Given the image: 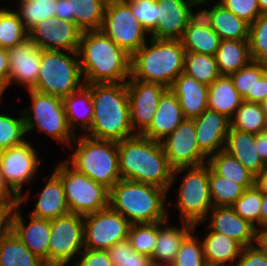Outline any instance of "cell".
<instances>
[{
    "instance_id": "6da1fadb",
    "label": "cell",
    "mask_w": 267,
    "mask_h": 266,
    "mask_svg": "<svg viewBox=\"0 0 267 266\" xmlns=\"http://www.w3.org/2000/svg\"><path fill=\"white\" fill-rule=\"evenodd\" d=\"M121 179L141 182L169 192L173 169L161 142L136 134L117 142Z\"/></svg>"
},
{
    "instance_id": "7a4b0ae2",
    "label": "cell",
    "mask_w": 267,
    "mask_h": 266,
    "mask_svg": "<svg viewBox=\"0 0 267 266\" xmlns=\"http://www.w3.org/2000/svg\"><path fill=\"white\" fill-rule=\"evenodd\" d=\"M78 56L85 84L126 83L130 78L131 56L102 30L82 32Z\"/></svg>"
},
{
    "instance_id": "3957f363",
    "label": "cell",
    "mask_w": 267,
    "mask_h": 266,
    "mask_svg": "<svg viewBox=\"0 0 267 266\" xmlns=\"http://www.w3.org/2000/svg\"><path fill=\"white\" fill-rule=\"evenodd\" d=\"M92 126L86 136L119 142L135 136L131 125L126 83L91 84Z\"/></svg>"
},
{
    "instance_id": "277c9868",
    "label": "cell",
    "mask_w": 267,
    "mask_h": 266,
    "mask_svg": "<svg viewBox=\"0 0 267 266\" xmlns=\"http://www.w3.org/2000/svg\"><path fill=\"white\" fill-rule=\"evenodd\" d=\"M167 191L154 185L120 179L109 190V207L130 224L168 220Z\"/></svg>"
},
{
    "instance_id": "5b68a950",
    "label": "cell",
    "mask_w": 267,
    "mask_h": 266,
    "mask_svg": "<svg viewBox=\"0 0 267 266\" xmlns=\"http://www.w3.org/2000/svg\"><path fill=\"white\" fill-rule=\"evenodd\" d=\"M131 56L130 77L168 89L184 70L185 49L178 39L151 38Z\"/></svg>"
},
{
    "instance_id": "8992f818",
    "label": "cell",
    "mask_w": 267,
    "mask_h": 266,
    "mask_svg": "<svg viewBox=\"0 0 267 266\" xmlns=\"http://www.w3.org/2000/svg\"><path fill=\"white\" fill-rule=\"evenodd\" d=\"M76 135L77 144L71 160H66L77 171L83 173L109 190L121 177L119 172L117 142L97 140Z\"/></svg>"
},
{
    "instance_id": "52a82bcc",
    "label": "cell",
    "mask_w": 267,
    "mask_h": 266,
    "mask_svg": "<svg viewBox=\"0 0 267 266\" xmlns=\"http://www.w3.org/2000/svg\"><path fill=\"white\" fill-rule=\"evenodd\" d=\"M68 53L56 50L41 51L37 84L32 90L63 99L85 84L81 79L78 52Z\"/></svg>"
},
{
    "instance_id": "ba28073f",
    "label": "cell",
    "mask_w": 267,
    "mask_h": 266,
    "mask_svg": "<svg viewBox=\"0 0 267 266\" xmlns=\"http://www.w3.org/2000/svg\"><path fill=\"white\" fill-rule=\"evenodd\" d=\"M63 184L70 213L85 216L109 207V189L71 167L67 161L53 171Z\"/></svg>"
},
{
    "instance_id": "9c48e42d",
    "label": "cell",
    "mask_w": 267,
    "mask_h": 266,
    "mask_svg": "<svg viewBox=\"0 0 267 266\" xmlns=\"http://www.w3.org/2000/svg\"><path fill=\"white\" fill-rule=\"evenodd\" d=\"M186 169L188 172L184 175L179 187L175 207L180 211L182 222L197 226L204 220L206 221V215L213 208L209 186V165L205 163L200 166L189 167V169H175L173 170L172 183L176 179L175 175Z\"/></svg>"
},
{
    "instance_id": "30bf717a",
    "label": "cell",
    "mask_w": 267,
    "mask_h": 266,
    "mask_svg": "<svg viewBox=\"0 0 267 266\" xmlns=\"http://www.w3.org/2000/svg\"><path fill=\"white\" fill-rule=\"evenodd\" d=\"M32 106L22 111L26 133L42 131L71 147L76 136L70 129L61 98L28 90Z\"/></svg>"
},
{
    "instance_id": "8fae6325",
    "label": "cell",
    "mask_w": 267,
    "mask_h": 266,
    "mask_svg": "<svg viewBox=\"0 0 267 266\" xmlns=\"http://www.w3.org/2000/svg\"><path fill=\"white\" fill-rule=\"evenodd\" d=\"M101 30L130 56L147 42V31L124 0L107 1Z\"/></svg>"
},
{
    "instance_id": "7c38bea8",
    "label": "cell",
    "mask_w": 267,
    "mask_h": 266,
    "mask_svg": "<svg viewBox=\"0 0 267 266\" xmlns=\"http://www.w3.org/2000/svg\"><path fill=\"white\" fill-rule=\"evenodd\" d=\"M84 249L83 216L69 213L51 220L48 266H66Z\"/></svg>"
},
{
    "instance_id": "4fadbf2b",
    "label": "cell",
    "mask_w": 267,
    "mask_h": 266,
    "mask_svg": "<svg viewBox=\"0 0 267 266\" xmlns=\"http://www.w3.org/2000/svg\"><path fill=\"white\" fill-rule=\"evenodd\" d=\"M129 221L107 207L83 216L84 249L107 250L128 238Z\"/></svg>"
},
{
    "instance_id": "5bb4252c",
    "label": "cell",
    "mask_w": 267,
    "mask_h": 266,
    "mask_svg": "<svg viewBox=\"0 0 267 266\" xmlns=\"http://www.w3.org/2000/svg\"><path fill=\"white\" fill-rule=\"evenodd\" d=\"M38 154L27 141L0 151V165L3 176L10 187L20 196V206L28 199L23 196L22 185L34 179L40 166Z\"/></svg>"
},
{
    "instance_id": "9a60e30c",
    "label": "cell",
    "mask_w": 267,
    "mask_h": 266,
    "mask_svg": "<svg viewBox=\"0 0 267 266\" xmlns=\"http://www.w3.org/2000/svg\"><path fill=\"white\" fill-rule=\"evenodd\" d=\"M161 144L173 170L207 163L198 147L193 119H185Z\"/></svg>"
},
{
    "instance_id": "2e32d148",
    "label": "cell",
    "mask_w": 267,
    "mask_h": 266,
    "mask_svg": "<svg viewBox=\"0 0 267 266\" xmlns=\"http://www.w3.org/2000/svg\"><path fill=\"white\" fill-rule=\"evenodd\" d=\"M126 87L132 129L134 134H142L150 126L160 98L168 88L159 83L143 82L133 77L126 82Z\"/></svg>"
},
{
    "instance_id": "e0dca14e",
    "label": "cell",
    "mask_w": 267,
    "mask_h": 266,
    "mask_svg": "<svg viewBox=\"0 0 267 266\" xmlns=\"http://www.w3.org/2000/svg\"><path fill=\"white\" fill-rule=\"evenodd\" d=\"M82 30L71 21L49 17L36 24L29 39L42 50L78 52Z\"/></svg>"
},
{
    "instance_id": "ac0fdd59",
    "label": "cell",
    "mask_w": 267,
    "mask_h": 266,
    "mask_svg": "<svg viewBox=\"0 0 267 266\" xmlns=\"http://www.w3.org/2000/svg\"><path fill=\"white\" fill-rule=\"evenodd\" d=\"M20 207L18 205L11 210L10 230L35 256L48 266L51 220L28 215L30 222L28 225H25Z\"/></svg>"
},
{
    "instance_id": "d6986e66",
    "label": "cell",
    "mask_w": 267,
    "mask_h": 266,
    "mask_svg": "<svg viewBox=\"0 0 267 266\" xmlns=\"http://www.w3.org/2000/svg\"><path fill=\"white\" fill-rule=\"evenodd\" d=\"M7 51L10 73L4 89L13 80V82L26 86L27 90H32L37 84L42 49L27 39L22 44L9 48Z\"/></svg>"
},
{
    "instance_id": "ffe728a7",
    "label": "cell",
    "mask_w": 267,
    "mask_h": 266,
    "mask_svg": "<svg viewBox=\"0 0 267 266\" xmlns=\"http://www.w3.org/2000/svg\"><path fill=\"white\" fill-rule=\"evenodd\" d=\"M193 120L199 150L206 157L224 150L226 136L230 129V119L217 111L206 109Z\"/></svg>"
},
{
    "instance_id": "44dd1931",
    "label": "cell",
    "mask_w": 267,
    "mask_h": 266,
    "mask_svg": "<svg viewBox=\"0 0 267 266\" xmlns=\"http://www.w3.org/2000/svg\"><path fill=\"white\" fill-rule=\"evenodd\" d=\"M158 20L156 28L150 33L151 38L178 39L183 36L189 24L188 0H157Z\"/></svg>"
},
{
    "instance_id": "7402d4cb",
    "label": "cell",
    "mask_w": 267,
    "mask_h": 266,
    "mask_svg": "<svg viewBox=\"0 0 267 266\" xmlns=\"http://www.w3.org/2000/svg\"><path fill=\"white\" fill-rule=\"evenodd\" d=\"M209 212L210 223L207 230L225 234L238 241L243 247L254 245L252 242L256 241V228L231 207H213Z\"/></svg>"
},
{
    "instance_id": "603a6c76",
    "label": "cell",
    "mask_w": 267,
    "mask_h": 266,
    "mask_svg": "<svg viewBox=\"0 0 267 266\" xmlns=\"http://www.w3.org/2000/svg\"><path fill=\"white\" fill-rule=\"evenodd\" d=\"M185 119L178 98L168 89L160 98L150 126L141 135L161 142Z\"/></svg>"
},
{
    "instance_id": "cb8c5ba5",
    "label": "cell",
    "mask_w": 267,
    "mask_h": 266,
    "mask_svg": "<svg viewBox=\"0 0 267 266\" xmlns=\"http://www.w3.org/2000/svg\"><path fill=\"white\" fill-rule=\"evenodd\" d=\"M208 87L182 72L169 89L178 98L184 117L194 119L208 109Z\"/></svg>"
},
{
    "instance_id": "d4e9b609",
    "label": "cell",
    "mask_w": 267,
    "mask_h": 266,
    "mask_svg": "<svg viewBox=\"0 0 267 266\" xmlns=\"http://www.w3.org/2000/svg\"><path fill=\"white\" fill-rule=\"evenodd\" d=\"M167 223L168 220L157 222V239L154 253L150 258L153 265L170 266L175 260L183 241L195 229L194 225L187 222H183L181 228L168 226ZM162 225H165V227Z\"/></svg>"
},
{
    "instance_id": "484cf974",
    "label": "cell",
    "mask_w": 267,
    "mask_h": 266,
    "mask_svg": "<svg viewBox=\"0 0 267 266\" xmlns=\"http://www.w3.org/2000/svg\"><path fill=\"white\" fill-rule=\"evenodd\" d=\"M224 150L234 156L255 177L266 167L255 145V134L230 127Z\"/></svg>"
},
{
    "instance_id": "4316f807",
    "label": "cell",
    "mask_w": 267,
    "mask_h": 266,
    "mask_svg": "<svg viewBox=\"0 0 267 266\" xmlns=\"http://www.w3.org/2000/svg\"><path fill=\"white\" fill-rule=\"evenodd\" d=\"M69 213L63 184L61 179L53 172L38 197L34 211L28 212V215L35 218L52 220Z\"/></svg>"
},
{
    "instance_id": "83f0119b",
    "label": "cell",
    "mask_w": 267,
    "mask_h": 266,
    "mask_svg": "<svg viewBox=\"0 0 267 266\" xmlns=\"http://www.w3.org/2000/svg\"><path fill=\"white\" fill-rule=\"evenodd\" d=\"M207 266H226L239 259L243 246L225 234L209 231L202 242Z\"/></svg>"
},
{
    "instance_id": "f1b7e54d",
    "label": "cell",
    "mask_w": 267,
    "mask_h": 266,
    "mask_svg": "<svg viewBox=\"0 0 267 266\" xmlns=\"http://www.w3.org/2000/svg\"><path fill=\"white\" fill-rule=\"evenodd\" d=\"M62 101L68 125L73 133H75V126L78 125L87 132L92 126L93 118L91 84H84L77 91L64 97Z\"/></svg>"
},
{
    "instance_id": "f546056e",
    "label": "cell",
    "mask_w": 267,
    "mask_h": 266,
    "mask_svg": "<svg viewBox=\"0 0 267 266\" xmlns=\"http://www.w3.org/2000/svg\"><path fill=\"white\" fill-rule=\"evenodd\" d=\"M243 101L230 76L220 75L208 87V109L217 111L228 119L233 117Z\"/></svg>"
},
{
    "instance_id": "4dcf8cb0",
    "label": "cell",
    "mask_w": 267,
    "mask_h": 266,
    "mask_svg": "<svg viewBox=\"0 0 267 266\" xmlns=\"http://www.w3.org/2000/svg\"><path fill=\"white\" fill-rule=\"evenodd\" d=\"M214 56L220 75L227 76L252 61L248 40H221Z\"/></svg>"
},
{
    "instance_id": "1f68e13d",
    "label": "cell",
    "mask_w": 267,
    "mask_h": 266,
    "mask_svg": "<svg viewBox=\"0 0 267 266\" xmlns=\"http://www.w3.org/2000/svg\"><path fill=\"white\" fill-rule=\"evenodd\" d=\"M108 0H68L70 21L83 32L101 30Z\"/></svg>"
},
{
    "instance_id": "d6a6232c",
    "label": "cell",
    "mask_w": 267,
    "mask_h": 266,
    "mask_svg": "<svg viewBox=\"0 0 267 266\" xmlns=\"http://www.w3.org/2000/svg\"><path fill=\"white\" fill-rule=\"evenodd\" d=\"M211 28L221 40H248L250 24L217 2L213 6Z\"/></svg>"
},
{
    "instance_id": "836d02e7",
    "label": "cell",
    "mask_w": 267,
    "mask_h": 266,
    "mask_svg": "<svg viewBox=\"0 0 267 266\" xmlns=\"http://www.w3.org/2000/svg\"><path fill=\"white\" fill-rule=\"evenodd\" d=\"M207 158V164L217 175L236 182L245 189L255 185V176L225 150L218 151Z\"/></svg>"
},
{
    "instance_id": "e575fe53",
    "label": "cell",
    "mask_w": 267,
    "mask_h": 266,
    "mask_svg": "<svg viewBox=\"0 0 267 266\" xmlns=\"http://www.w3.org/2000/svg\"><path fill=\"white\" fill-rule=\"evenodd\" d=\"M0 266H46L9 230L0 240Z\"/></svg>"
},
{
    "instance_id": "d590c367",
    "label": "cell",
    "mask_w": 267,
    "mask_h": 266,
    "mask_svg": "<svg viewBox=\"0 0 267 266\" xmlns=\"http://www.w3.org/2000/svg\"><path fill=\"white\" fill-rule=\"evenodd\" d=\"M180 41L185 51L214 56L221 38L212 28L188 24Z\"/></svg>"
},
{
    "instance_id": "8d00e7d4",
    "label": "cell",
    "mask_w": 267,
    "mask_h": 266,
    "mask_svg": "<svg viewBox=\"0 0 267 266\" xmlns=\"http://www.w3.org/2000/svg\"><path fill=\"white\" fill-rule=\"evenodd\" d=\"M230 127L258 134L266 130V117L260 103L243 101L230 119Z\"/></svg>"
},
{
    "instance_id": "74e56055",
    "label": "cell",
    "mask_w": 267,
    "mask_h": 266,
    "mask_svg": "<svg viewBox=\"0 0 267 266\" xmlns=\"http://www.w3.org/2000/svg\"><path fill=\"white\" fill-rule=\"evenodd\" d=\"M183 73L208 86L220 76L215 56L188 51L185 52Z\"/></svg>"
},
{
    "instance_id": "f35d334b",
    "label": "cell",
    "mask_w": 267,
    "mask_h": 266,
    "mask_svg": "<svg viewBox=\"0 0 267 266\" xmlns=\"http://www.w3.org/2000/svg\"><path fill=\"white\" fill-rule=\"evenodd\" d=\"M209 186L213 207H230L245 191L242 185L217 175L210 167Z\"/></svg>"
},
{
    "instance_id": "ab89813d",
    "label": "cell",
    "mask_w": 267,
    "mask_h": 266,
    "mask_svg": "<svg viewBox=\"0 0 267 266\" xmlns=\"http://www.w3.org/2000/svg\"><path fill=\"white\" fill-rule=\"evenodd\" d=\"M29 39V33L15 11L0 9V47L9 49Z\"/></svg>"
},
{
    "instance_id": "60d3db41",
    "label": "cell",
    "mask_w": 267,
    "mask_h": 266,
    "mask_svg": "<svg viewBox=\"0 0 267 266\" xmlns=\"http://www.w3.org/2000/svg\"><path fill=\"white\" fill-rule=\"evenodd\" d=\"M20 3L19 10L15 12L28 32L42 20L55 17L56 0H20Z\"/></svg>"
},
{
    "instance_id": "b9f144b4",
    "label": "cell",
    "mask_w": 267,
    "mask_h": 266,
    "mask_svg": "<svg viewBox=\"0 0 267 266\" xmlns=\"http://www.w3.org/2000/svg\"><path fill=\"white\" fill-rule=\"evenodd\" d=\"M261 202L262 192L254 185L245 189L244 193L230 207L257 230L260 228Z\"/></svg>"
},
{
    "instance_id": "7bdbcfd3",
    "label": "cell",
    "mask_w": 267,
    "mask_h": 266,
    "mask_svg": "<svg viewBox=\"0 0 267 266\" xmlns=\"http://www.w3.org/2000/svg\"><path fill=\"white\" fill-rule=\"evenodd\" d=\"M127 239L136 252L151 258L157 239V222L150 224H131Z\"/></svg>"
},
{
    "instance_id": "ee69618b",
    "label": "cell",
    "mask_w": 267,
    "mask_h": 266,
    "mask_svg": "<svg viewBox=\"0 0 267 266\" xmlns=\"http://www.w3.org/2000/svg\"><path fill=\"white\" fill-rule=\"evenodd\" d=\"M248 42L252 61L267 64V14L250 24Z\"/></svg>"
},
{
    "instance_id": "f6af8a7d",
    "label": "cell",
    "mask_w": 267,
    "mask_h": 266,
    "mask_svg": "<svg viewBox=\"0 0 267 266\" xmlns=\"http://www.w3.org/2000/svg\"><path fill=\"white\" fill-rule=\"evenodd\" d=\"M113 266H151V259L139 254L132 247L128 239L117 242L106 250Z\"/></svg>"
},
{
    "instance_id": "bcb514c9",
    "label": "cell",
    "mask_w": 267,
    "mask_h": 266,
    "mask_svg": "<svg viewBox=\"0 0 267 266\" xmlns=\"http://www.w3.org/2000/svg\"><path fill=\"white\" fill-rule=\"evenodd\" d=\"M25 133L24 117L0 114V151L23 143Z\"/></svg>"
},
{
    "instance_id": "7dc6e473",
    "label": "cell",
    "mask_w": 267,
    "mask_h": 266,
    "mask_svg": "<svg viewBox=\"0 0 267 266\" xmlns=\"http://www.w3.org/2000/svg\"><path fill=\"white\" fill-rule=\"evenodd\" d=\"M193 235H189L182 243L175 260L170 266H207L204 260L203 244Z\"/></svg>"
},
{
    "instance_id": "c3c4849f",
    "label": "cell",
    "mask_w": 267,
    "mask_h": 266,
    "mask_svg": "<svg viewBox=\"0 0 267 266\" xmlns=\"http://www.w3.org/2000/svg\"><path fill=\"white\" fill-rule=\"evenodd\" d=\"M131 8L135 18L142 27L151 33L157 25L158 1L157 0H124Z\"/></svg>"
},
{
    "instance_id": "681fc988",
    "label": "cell",
    "mask_w": 267,
    "mask_h": 266,
    "mask_svg": "<svg viewBox=\"0 0 267 266\" xmlns=\"http://www.w3.org/2000/svg\"><path fill=\"white\" fill-rule=\"evenodd\" d=\"M244 101L254 102L255 61L229 75Z\"/></svg>"
},
{
    "instance_id": "f907efd6",
    "label": "cell",
    "mask_w": 267,
    "mask_h": 266,
    "mask_svg": "<svg viewBox=\"0 0 267 266\" xmlns=\"http://www.w3.org/2000/svg\"><path fill=\"white\" fill-rule=\"evenodd\" d=\"M218 2L249 24L261 15L258 0H219Z\"/></svg>"
},
{
    "instance_id": "816d5d0a",
    "label": "cell",
    "mask_w": 267,
    "mask_h": 266,
    "mask_svg": "<svg viewBox=\"0 0 267 266\" xmlns=\"http://www.w3.org/2000/svg\"><path fill=\"white\" fill-rule=\"evenodd\" d=\"M235 266H267V255L256 245L243 247Z\"/></svg>"
},
{
    "instance_id": "f5cc1de1",
    "label": "cell",
    "mask_w": 267,
    "mask_h": 266,
    "mask_svg": "<svg viewBox=\"0 0 267 266\" xmlns=\"http://www.w3.org/2000/svg\"><path fill=\"white\" fill-rule=\"evenodd\" d=\"M267 98V64L255 62L254 103Z\"/></svg>"
},
{
    "instance_id": "db71d44e",
    "label": "cell",
    "mask_w": 267,
    "mask_h": 266,
    "mask_svg": "<svg viewBox=\"0 0 267 266\" xmlns=\"http://www.w3.org/2000/svg\"><path fill=\"white\" fill-rule=\"evenodd\" d=\"M83 250L84 251L80 253L82 257L80 259L77 258L81 266H113L106 250Z\"/></svg>"
},
{
    "instance_id": "11a10c76",
    "label": "cell",
    "mask_w": 267,
    "mask_h": 266,
    "mask_svg": "<svg viewBox=\"0 0 267 266\" xmlns=\"http://www.w3.org/2000/svg\"><path fill=\"white\" fill-rule=\"evenodd\" d=\"M0 204L14 209L20 205V196L10 187L3 176L1 165H0Z\"/></svg>"
},
{
    "instance_id": "9f6ffc18",
    "label": "cell",
    "mask_w": 267,
    "mask_h": 266,
    "mask_svg": "<svg viewBox=\"0 0 267 266\" xmlns=\"http://www.w3.org/2000/svg\"><path fill=\"white\" fill-rule=\"evenodd\" d=\"M200 4H204V2H191L189 6V24L198 27L211 28L213 7L210 10L203 9L196 13H192V7Z\"/></svg>"
},
{
    "instance_id": "6f0895ef",
    "label": "cell",
    "mask_w": 267,
    "mask_h": 266,
    "mask_svg": "<svg viewBox=\"0 0 267 266\" xmlns=\"http://www.w3.org/2000/svg\"><path fill=\"white\" fill-rule=\"evenodd\" d=\"M10 73L8 51L0 47V83L4 86L8 82Z\"/></svg>"
},
{
    "instance_id": "680465c9",
    "label": "cell",
    "mask_w": 267,
    "mask_h": 266,
    "mask_svg": "<svg viewBox=\"0 0 267 266\" xmlns=\"http://www.w3.org/2000/svg\"><path fill=\"white\" fill-rule=\"evenodd\" d=\"M255 145L260 158L267 165V131L255 135Z\"/></svg>"
},
{
    "instance_id": "91938a15",
    "label": "cell",
    "mask_w": 267,
    "mask_h": 266,
    "mask_svg": "<svg viewBox=\"0 0 267 266\" xmlns=\"http://www.w3.org/2000/svg\"><path fill=\"white\" fill-rule=\"evenodd\" d=\"M11 209L0 204V240L10 230Z\"/></svg>"
},
{
    "instance_id": "94428289",
    "label": "cell",
    "mask_w": 267,
    "mask_h": 266,
    "mask_svg": "<svg viewBox=\"0 0 267 266\" xmlns=\"http://www.w3.org/2000/svg\"><path fill=\"white\" fill-rule=\"evenodd\" d=\"M55 17L60 20L70 21L68 0H56Z\"/></svg>"
},
{
    "instance_id": "6125c7cd",
    "label": "cell",
    "mask_w": 267,
    "mask_h": 266,
    "mask_svg": "<svg viewBox=\"0 0 267 266\" xmlns=\"http://www.w3.org/2000/svg\"><path fill=\"white\" fill-rule=\"evenodd\" d=\"M255 243L267 255V228L257 229Z\"/></svg>"
},
{
    "instance_id": "be15d7a7",
    "label": "cell",
    "mask_w": 267,
    "mask_h": 266,
    "mask_svg": "<svg viewBox=\"0 0 267 266\" xmlns=\"http://www.w3.org/2000/svg\"><path fill=\"white\" fill-rule=\"evenodd\" d=\"M255 185L261 191L267 193V165L266 167L255 177Z\"/></svg>"
},
{
    "instance_id": "e7e4bbea",
    "label": "cell",
    "mask_w": 267,
    "mask_h": 266,
    "mask_svg": "<svg viewBox=\"0 0 267 266\" xmlns=\"http://www.w3.org/2000/svg\"><path fill=\"white\" fill-rule=\"evenodd\" d=\"M260 227L267 228V193L262 192Z\"/></svg>"
},
{
    "instance_id": "03108f58",
    "label": "cell",
    "mask_w": 267,
    "mask_h": 266,
    "mask_svg": "<svg viewBox=\"0 0 267 266\" xmlns=\"http://www.w3.org/2000/svg\"><path fill=\"white\" fill-rule=\"evenodd\" d=\"M261 14H267V0H258Z\"/></svg>"
},
{
    "instance_id": "003e7915",
    "label": "cell",
    "mask_w": 267,
    "mask_h": 266,
    "mask_svg": "<svg viewBox=\"0 0 267 266\" xmlns=\"http://www.w3.org/2000/svg\"><path fill=\"white\" fill-rule=\"evenodd\" d=\"M262 111L265 114L266 120H267V98H265L261 103Z\"/></svg>"
},
{
    "instance_id": "a7ac6f4b",
    "label": "cell",
    "mask_w": 267,
    "mask_h": 266,
    "mask_svg": "<svg viewBox=\"0 0 267 266\" xmlns=\"http://www.w3.org/2000/svg\"><path fill=\"white\" fill-rule=\"evenodd\" d=\"M4 86L0 83V99H1V96H2V93H4Z\"/></svg>"
},
{
    "instance_id": "89a4df30",
    "label": "cell",
    "mask_w": 267,
    "mask_h": 266,
    "mask_svg": "<svg viewBox=\"0 0 267 266\" xmlns=\"http://www.w3.org/2000/svg\"><path fill=\"white\" fill-rule=\"evenodd\" d=\"M189 2H208L210 0H188Z\"/></svg>"
},
{
    "instance_id": "2644e50d",
    "label": "cell",
    "mask_w": 267,
    "mask_h": 266,
    "mask_svg": "<svg viewBox=\"0 0 267 266\" xmlns=\"http://www.w3.org/2000/svg\"><path fill=\"white\" fill-rule=\"evenodd\" d=\"M74 266H81V264L77 261Z\"/></svg>"
},
{
    "instance_id": "8c879c8a",
    "label": "cell",
    "mask_w": 267,
    "mask_h": 266,
    "mask_svg": "<svg viewBox=\"0 0 267 266\" xmlns=\"http://www.w3.org/2000/svg\"><path fill=\"white\" fill-rule=\"evenodd\" d=\"M31 1H35V2H37V1H38V2H39V1H46V0H31Z\"/></svg>"
}]
</instances>
